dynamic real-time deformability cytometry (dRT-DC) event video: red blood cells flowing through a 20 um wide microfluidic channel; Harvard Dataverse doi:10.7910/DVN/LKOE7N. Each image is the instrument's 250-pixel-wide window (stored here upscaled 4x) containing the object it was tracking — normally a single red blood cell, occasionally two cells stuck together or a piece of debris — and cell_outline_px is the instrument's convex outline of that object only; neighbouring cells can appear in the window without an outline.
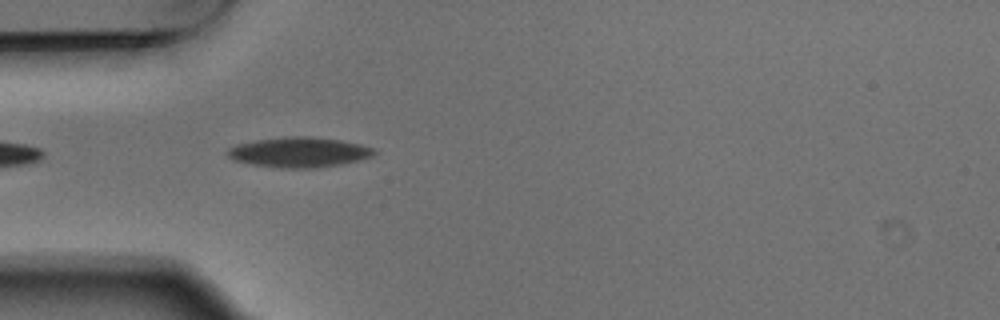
{"species": "Egyptian fruit bat (a non-hibernating species)", "species_latin": "Rousettus aegyptiacus", "temperature_condition": "warm", "stored_images_in_passage": 3, "camera_frame_rate_fps": 3000, "um_per_image_px": 0.085, "animal": {"sex": "male"}, "frame": {"image": 1, "passage_image": 3, "time_ms": 0.667, "image_size_px": [1000, 320], "cell_outline_px": [[376, 152], [372, 156], [360, 160], [340, 164], [316, 168], [280, 168], [252, 164], [232, 160], [224, 152], [228, 148], [236, 144], [256, 140], [284, 136], [312, 136], [340, 140], [360, 144], [376, 148]], "centroid_in_image_um": [25.4, 12.93], "position_along_channel_um": 59.6, "area_um2": 26.01}}